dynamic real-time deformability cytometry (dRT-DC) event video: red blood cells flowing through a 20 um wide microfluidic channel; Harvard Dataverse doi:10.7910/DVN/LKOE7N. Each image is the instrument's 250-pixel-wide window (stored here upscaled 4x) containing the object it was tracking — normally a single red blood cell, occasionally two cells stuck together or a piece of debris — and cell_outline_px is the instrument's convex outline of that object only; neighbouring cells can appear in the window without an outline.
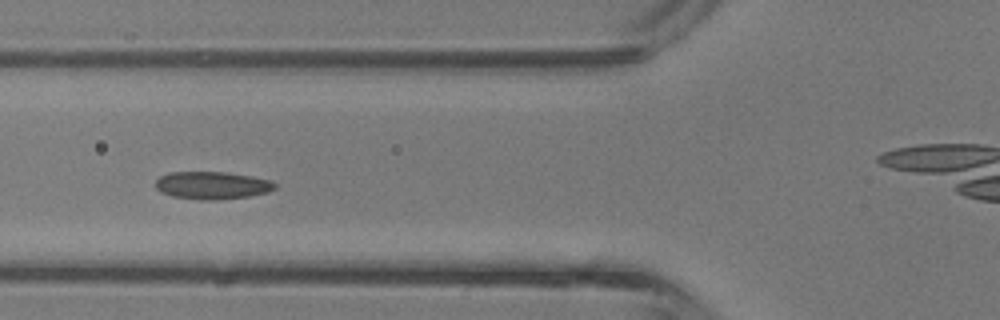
{"species": "common noctule bat (a hibernating species)", "species_latin": "Nyctalus noctula", "temperature_condition": "room temperature", "stored_images_in_passage": 31, "camera_frame_rate_fps": 3000, "um_per_image_px": 0.085, "animal": {"sex": "male", "body_mass_g": 13.3}, "frame": {"image": 1, "passage_image": 3, "time_ms": 0.667, "image_size_px": [1000, 320], "cell_outline_px": [[276, 188], [268, 192], [248, 196], [216, 200], [200, 200], [172, 196], [160, 192], [156, 188], [156, 180], [160, 176], [168, 172], [228, 172], [252, 176], [272, 180], [276, 184]], "centroid_in_image_um": [18.04, 15.75], "position_along_channel_um": 107.8, "area_um2": 19.36}}
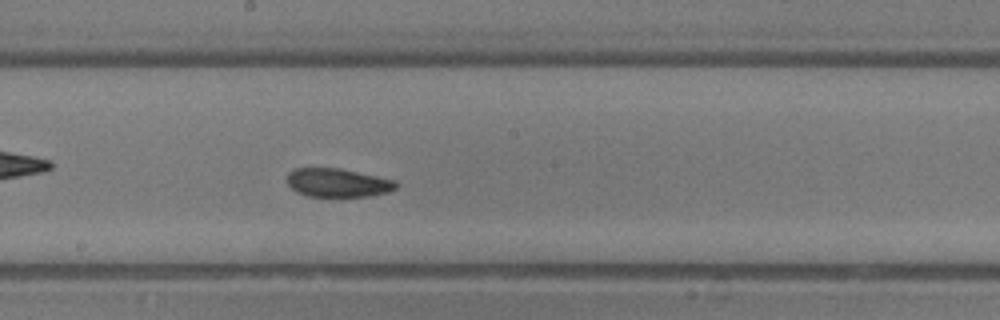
{"frame": {"image": 2, "passage_image": 10, "time_ms": 3.0, "image_size_px": [1000, 320], "cell_outline_px": [[400, 184], [396, 188], [388, 192], [372, 196], [308, 196], [296, 192], [288, 184], [288, 172], [296, 168], [340, 168], [396, 180]], "centroid_in_image_um": [28.74, 15.53], "position_along_channel_um": 219.5, "area_um2": 18.21}}
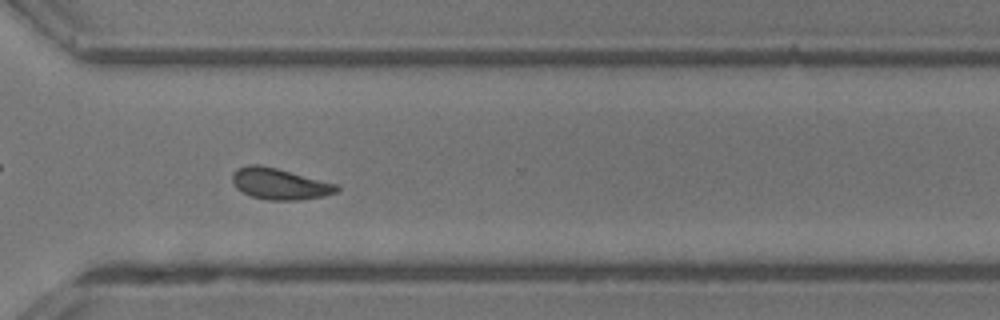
{"frame": {"image": 3, "passage_image": 18, "time_ms": 5.667, "image_size_px": [1000, 320], "cell_outline_px": [[340, 188], [336, 192], [324, 196], [300, 200], [268, 200], [252, 196], [236, 188], [232, 184], [232, 172], [236, 168], [248, 164], [260, 164], [340, 184]], "centroid_in_image_um": [23.77, 15.61], "position_along_channel_um": 346.8, "area_um2": 19.25}}